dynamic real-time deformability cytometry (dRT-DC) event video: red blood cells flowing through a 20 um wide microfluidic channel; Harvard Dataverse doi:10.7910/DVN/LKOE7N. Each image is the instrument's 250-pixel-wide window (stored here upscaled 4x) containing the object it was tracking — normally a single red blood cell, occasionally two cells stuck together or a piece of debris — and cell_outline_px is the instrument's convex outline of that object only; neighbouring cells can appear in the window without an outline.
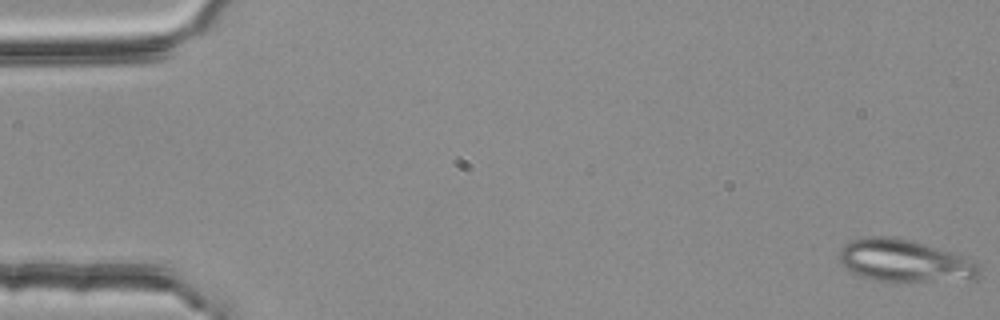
{"species": "common noctule bat (a hibernating species)", "species_latin": "Nyctalus noctula", "temperature_condition": "room temperature", "stored_images_in_passage": 16, "camera_frame_rate_fps": 3000, "um_per_image_px": 0.085, "animal": {"sex": "female", "body_mass_g": 25.1}, "frame": {"image": 1, "passage_image": 1, "time_ms": 0.0, "image_size_px": [1000, 320], "cell_outline_px": [[980, 276], [976, 280], [872, 280], [860, 276], [852, 272], [840, 264], [836, 256], [840, 248], [844, 244], [852, 240], [864, 236], [896, 236], [912, 240], [952, 252], [964, 256], [976, 264], [980, 268]], "centroid_in_image_um": [76.84, 22.14], "position_along_channel_um": 8.2, "area_um2": 34.68}}